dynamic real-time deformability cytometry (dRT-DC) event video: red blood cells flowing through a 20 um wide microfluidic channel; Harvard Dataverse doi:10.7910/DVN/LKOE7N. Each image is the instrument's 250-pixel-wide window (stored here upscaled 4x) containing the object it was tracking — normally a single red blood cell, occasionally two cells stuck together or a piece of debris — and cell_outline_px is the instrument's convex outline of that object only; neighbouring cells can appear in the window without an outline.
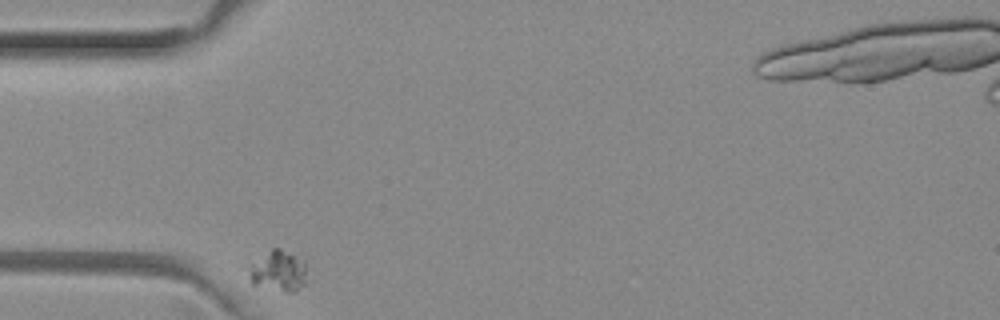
{"species": "common noctule bat (a hibernating species)", "species_latin": "Nyctalus noctula", "temperature_condition": "room temperature", "stored_images_in_passage": 34, "camera_frame_rate_fps": 3000, "um_per_image_px": 0.085, "animal": {"sex": "female", "body_mass_g": 29.2, "forearm_length_mm": 56.3}, "frame": {"image": 1, "passage_image": 1, "time_ms": 0.0, "image_size_px": [1000, 320], "cell_outline_px": [[312, 280], [292, 292], [284, 292], [252, 284], [248, 268], [272, 248], [280, 248], [304, 260]], "centroid_in_image_um": [23.78, 23.06], "position_along_channel_um": 61.2, "area_um2": 14.05}}
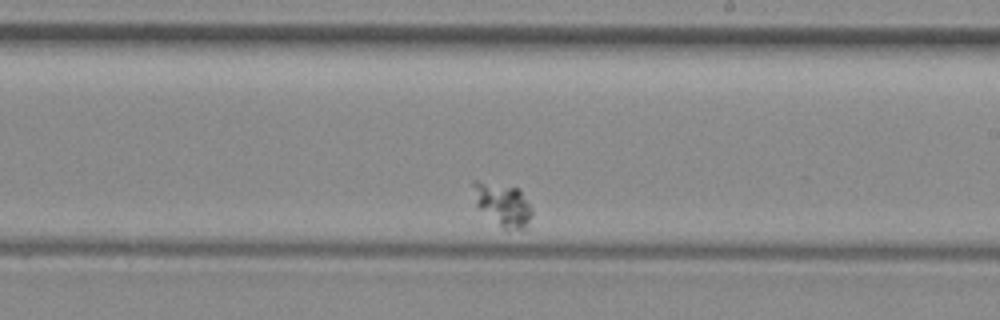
{"frame": {"image": 2, "passage_image": 20, "time_ms": 6.333, "image_size_px": [1000, 320], "cell_outline_px": [[532, 216], [528, 228], [508, 232], [500, 228], [476, 208], [472, 184], [472, 180], [476, 180], [520, 188], [532, 208]], "centroid_in_image_um": [42.74, 17.44], "position_along_channel_um": 246.3, "area_um2": 15.55}}
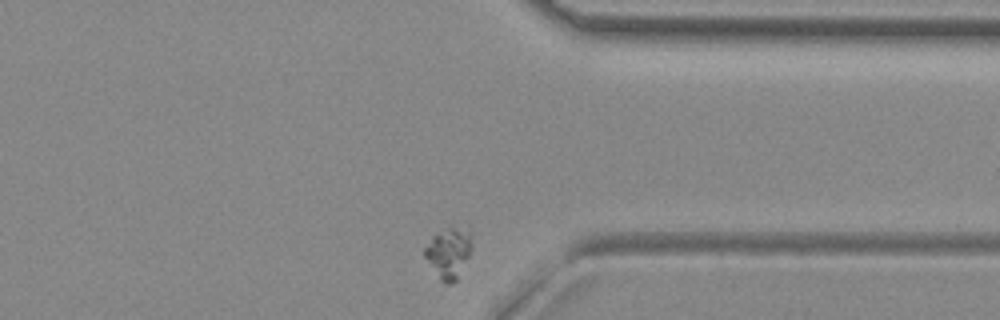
{"frame": {"image": 3, "passage_image": 32, "time_ms": 10.333, "image_size_px": [1000, 320], "cell_outline_px": [[472, 248], [456, 280], [452, 284], [448, 284], [440, 280], [424, 256], [424, 248], [432, 236], [448, 228], [468, 228], [472, 244]], "centroid_in_image_um": [38.13, 21.5], "position_along_channel_um": 373.3, "area_um2": 13.58}}